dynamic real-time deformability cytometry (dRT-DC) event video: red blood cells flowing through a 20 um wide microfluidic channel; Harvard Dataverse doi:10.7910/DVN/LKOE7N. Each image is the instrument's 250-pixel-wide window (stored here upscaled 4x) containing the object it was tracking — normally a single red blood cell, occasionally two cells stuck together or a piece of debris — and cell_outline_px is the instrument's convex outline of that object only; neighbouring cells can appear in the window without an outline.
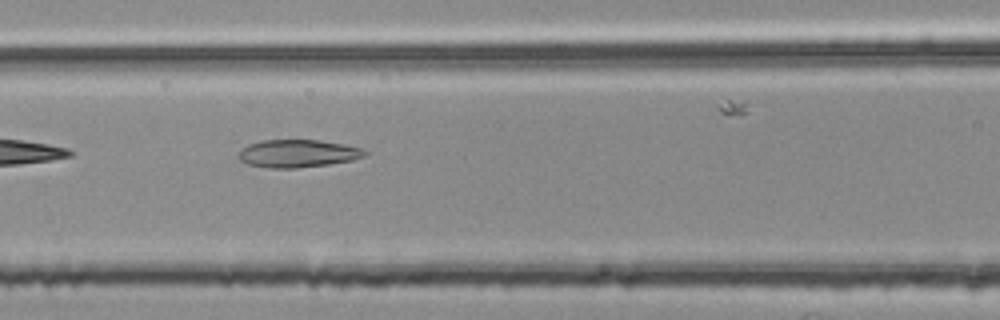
{"species": "common noctule bat (a hibernating species)", "species_latin": "Nyctalus noctula", "temperature_condition": "room temperature", "stored_images_in_passage": 31, "camera_frame_rate_fps": 3000, "um_per_image_px": 0.085, "animal": {"sex": "female", "body_mass_g": 25.1}, "frame": {"image": 1, "passage_image": 9, "time_ms": 2.667, "image_size_px": [1000, 320], "cell_outline_px": [[368, 152], [364, 156], [352, 160], [328, 164], [296, 168], [268, 168], [248, 164], [240, 160], [236, 156], [248, 144], [260, 140], [320, 140], [344, 144], [364, 148]], "centroid_in_image_um": [25.32, 13.04], "position_along_channel_um": 141.3, "area_um2": 20.46}}
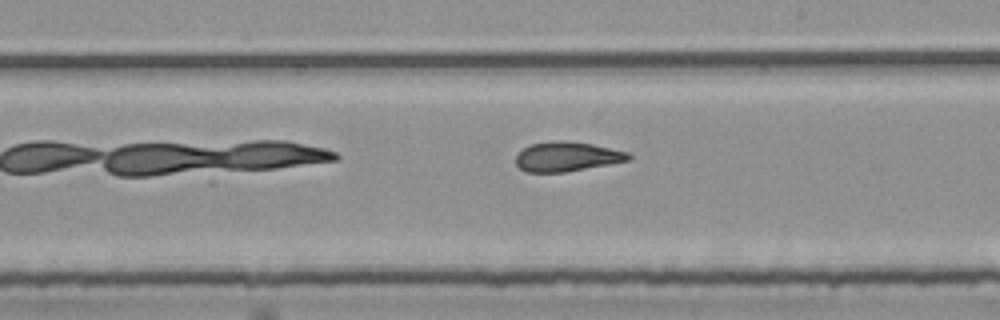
{"frame": {"image": 2, "passage_image": 17, "time_ms": 5.333, "image_size_px": [1000, 320], "cell_outline_px": [[632, 160], [564, 172], [524, 172], [516, 164], [516, 156], [524, 148], [532, 144], [556, 140], [564, 140], [592, 144], [628, 152], [632, 156]], "centroid_in_image_um": [48.21, 13.31], "position_along_channel_um": 240.8, "area_um2": 19.36}}
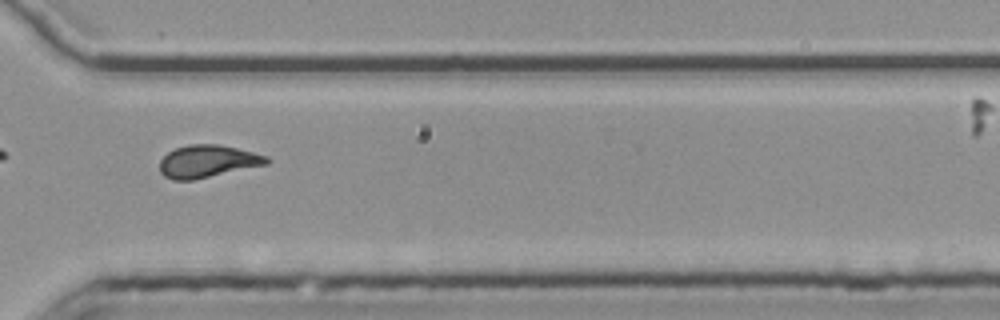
{"frame": {"image": 3, "passage_image": 26, "time_ms": 8.333, "image_size_px": [1000, 320], "cell_outline_px": [[272, 160], [268, 164], [192, 180], [172, 180], [164, 176], [160, 172], [160, 160], [168, 152], [176, 148], [188, 144], [220, 144], [268, 156]], "centroid_in_image_um": [17.65, 13.71], "position_along_channel_um": 352.9, "area_um2": 20.23}}